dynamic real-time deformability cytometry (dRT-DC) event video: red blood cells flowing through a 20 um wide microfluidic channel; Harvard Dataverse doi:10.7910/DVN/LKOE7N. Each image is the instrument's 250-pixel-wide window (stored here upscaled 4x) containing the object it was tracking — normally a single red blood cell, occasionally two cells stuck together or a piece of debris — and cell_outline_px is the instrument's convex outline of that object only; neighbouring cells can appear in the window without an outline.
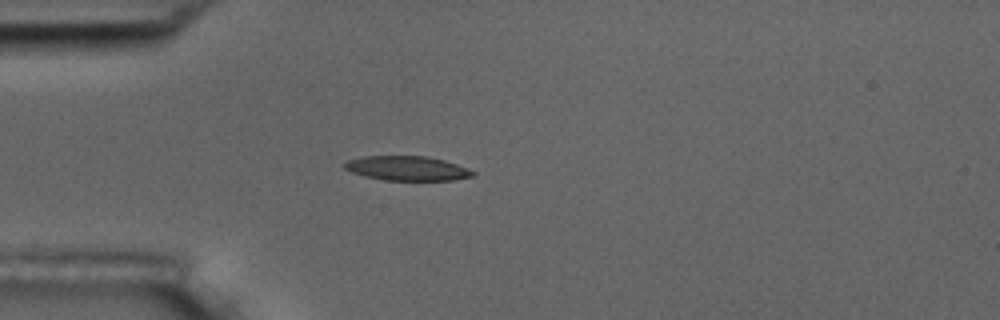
{"species": "common noctule bat (a hibernating species)", "species_latin": "Nyctalus noctula", "temperature_condition": "room temperature", "stored_images_in_passage": 16, "camera_frame_rate_fps": 3000, "um_per_image_px": 0.085, "animal": {"sex": "male", "body_mass_g": 17.5, "forearm_length_mm": 52.3}, "frame": {"image": 1, "passage_image": 1, "time_ms": 0.0, "image_size_px": [1000, 320], "cell_outline_px": [[476, 176], [452, 180], [384, 180], [364, 176], [352, 172], [344, 168], [344, 164], [348, 160], [364, 156], [424, 156], [444, 160], [468, 168], [476, 172]], "centroid_in_image_um": [34.64, 14.31], "position_along_channel_um": 50.4, "area_um2": 18.26}}
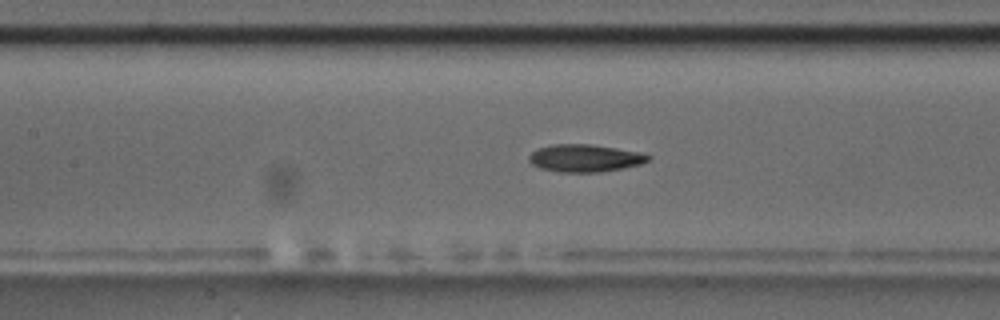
{"frame": {"image": 2, "passage_image": 11, "time_ms": 3.333, "image_size_px": [1000, 320], "cell_outline_px": [[652, 156], [648, 160], [640, 164], [624, 168], [600, 172], [560, 172], [540, 168], [532, 164], [528, 160], [528, 156], [536, 148], [552, 144], [592, 144], [640, 152]], "centroid_in_image_um": [49.69, 13.43], "position_along_channel_um": 157.7, "area_um2": 19.19}}
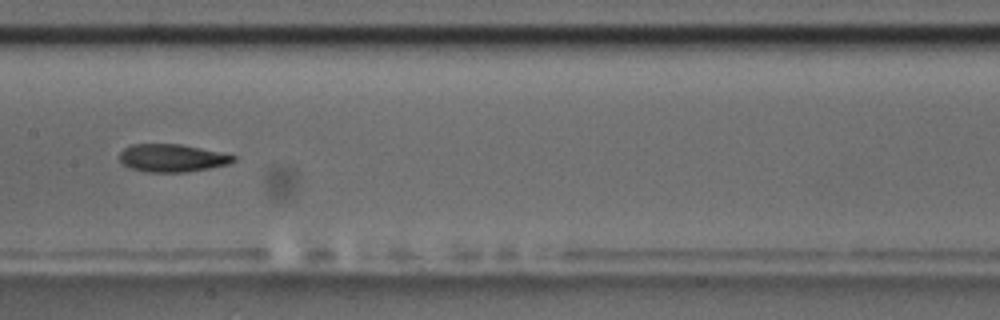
{"frame": {"image": 3, "passage_image": 14, "time_ms": 4.333, "image_size_px": [1000, 320], "cell_outline_px": [[236, 160], [228, 164], [188, 172], [144, 172], [128, 168], [120, 160], [120, 152], [124, 148], [132, 144], [180, 144], [220, 152], [236, 156]], "centroid_in_image_um": [14.6, 13.44], "position_along_channel_um": 192.8, "area_um2": 18.44}}